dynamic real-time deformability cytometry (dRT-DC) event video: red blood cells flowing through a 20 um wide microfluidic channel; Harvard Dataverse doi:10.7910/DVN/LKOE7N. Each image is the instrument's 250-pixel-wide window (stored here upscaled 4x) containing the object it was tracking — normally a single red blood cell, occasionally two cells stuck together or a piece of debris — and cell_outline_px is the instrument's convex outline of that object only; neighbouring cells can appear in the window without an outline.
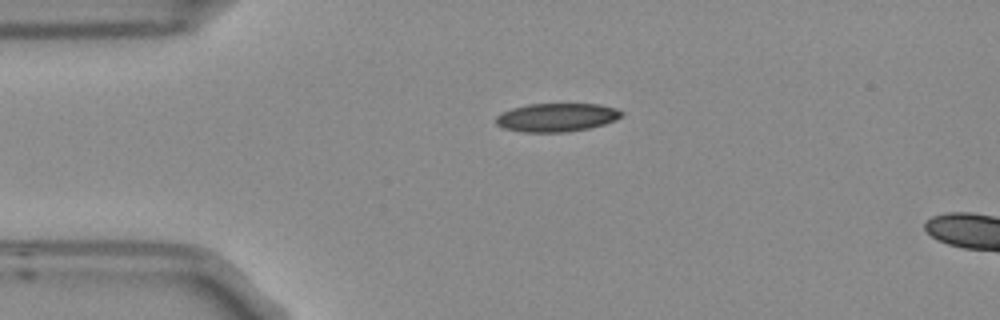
{"species": "Egyptian fruit bat (a non-hibernating species)", "species_latin": "Rousettus aegyptiacus", "temperature_condition": "room temperature", "stored_images_in_passage": 2, "camera_frame_rate_fps": 3000, "um_per_image_px": 0.085, "frame": {"image": 1, "passage_image": 1, "time_ms": 0.0, "image_size_px": [1000, 320], "cell_outline_px": [[624, 112], [616, 120], [604, 124], [588, 128], [564, 132], [524, 132], [504, 128], [496, 124], [496, 116], [512, 108], [528, 104], [600, 104], [616, 108]], "centroid_in_image_um": [47.33, 9.97], "position_along_channel_um": 37.7, "area_um2": 20.69}}